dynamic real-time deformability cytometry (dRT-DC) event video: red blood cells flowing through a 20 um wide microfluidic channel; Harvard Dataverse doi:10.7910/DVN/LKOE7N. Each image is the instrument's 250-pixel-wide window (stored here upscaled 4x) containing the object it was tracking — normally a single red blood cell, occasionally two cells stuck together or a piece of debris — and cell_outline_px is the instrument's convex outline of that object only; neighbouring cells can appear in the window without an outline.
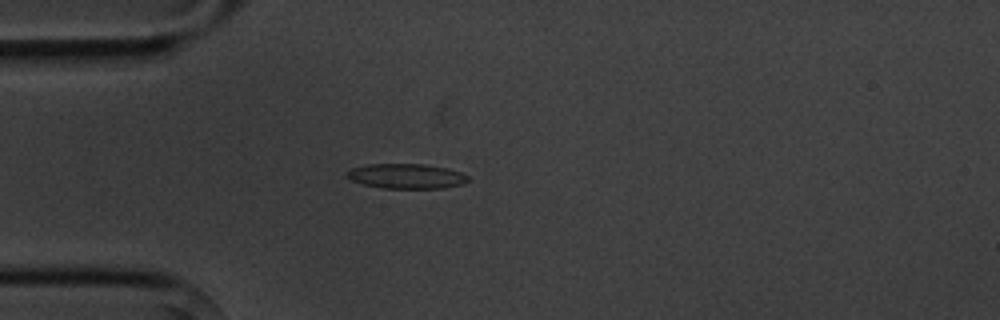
{"species": "common noctule bat (a hibernating species)", "species_latin": "Nyctalus noctula", "temperature_condition": "cold", "stored_images_in_passage": 5, "camera_frame_rate_fps": 3000, "um_per_image_px": 0.085, "animal": {"sex": "male", "body_mass_g": 20.1, "forearm_length_mm": 53.5}, "frame": {"image": 1, "passage_image": 5, "time_ms": 4.667, "image_size_px": [1000, 320], "cell_outline_px": [[468, 180], [464, 184], [444, 188], [384, 188], [364, 184], [352, 180], [344, 172], [352, 168], [368, 164], [424, 164], [448, 168], [460, 172], [468, 176]], "centroid_in_image_um": [34.57, 14.97], "position_along_channel_um": 50.4, "area_um2": 17.51}}